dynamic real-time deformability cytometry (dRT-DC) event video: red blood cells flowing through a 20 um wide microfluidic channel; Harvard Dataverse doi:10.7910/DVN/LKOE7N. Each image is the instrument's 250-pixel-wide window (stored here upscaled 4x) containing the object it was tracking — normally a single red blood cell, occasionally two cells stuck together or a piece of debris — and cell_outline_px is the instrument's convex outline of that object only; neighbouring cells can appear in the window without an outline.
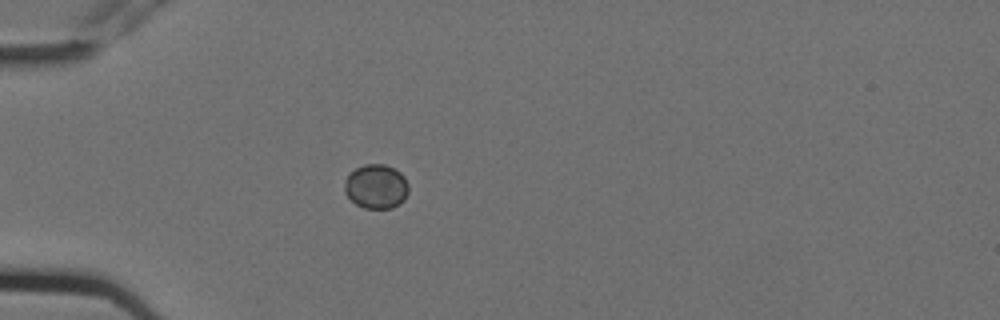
{"species": "Egyptian fruit bat (a non-hibernating species)", "species_latin": "Rousettus aegyptiacus", "temperature_condition": "cold", "stored_images_in_passage": 3, "camera_frame_rate_fps": 3000, "um_per_image_px": 0.085, "animal": {"sex": "female"}, "frame": {"image": 1, "passage_image": 3, "time_ms": 0.667, "image_size_px": [1000, 320], "cell_outline_px": [[408, 192], [404, 200], [400, 204], [392, 208], [364, 208], [356, 204], [344, 192], [344, 180], [348, 172], [364, 164], [384, 164], [400, 172], [404, 176], [408, 184]], "centroid_in_image_um": [31.95, 15.85], "position_along_channel_um": 53.0, "area_um2": 16.7}}